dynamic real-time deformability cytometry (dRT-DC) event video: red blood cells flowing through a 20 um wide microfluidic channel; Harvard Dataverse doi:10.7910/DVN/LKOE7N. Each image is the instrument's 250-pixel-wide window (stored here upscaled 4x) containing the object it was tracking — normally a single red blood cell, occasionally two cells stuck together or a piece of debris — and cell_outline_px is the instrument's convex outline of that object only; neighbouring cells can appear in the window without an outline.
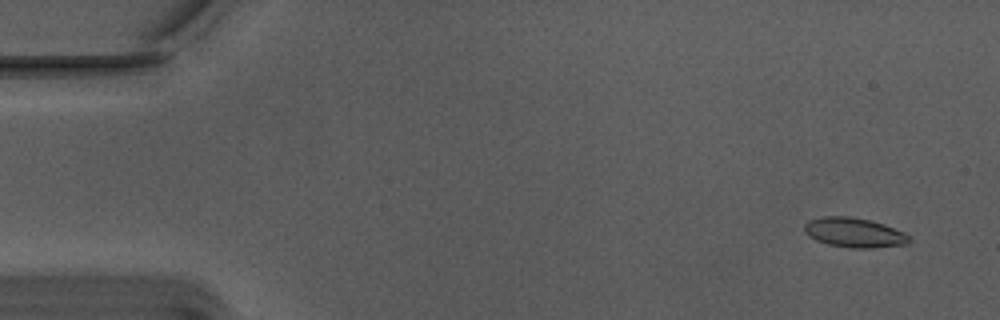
{"species": "Egyptian fruit bat (a non-hibernating species)", "species_latin": "Rousettus aegyptiacus", "temperature_condition": "warm", "stored_images_in_passage": 56, "camera_frame_rate_fps": 3000, "um_per_image_px": 0.085, "animal": {"sex": "male"}, "frame": {"image": 1, "passage_image": 4, "time_ms": 1.0, "image_size_px": [1000, 320], "cell_outline_px": [[908, 244], [872, 248], [852, 248], [828, 244], [816, 240], [808, 236], [804, 232], [804, 224], [808, 220], [824, 216], [848, 216], [868, 220], [884, 224], [904, 232], [908, 236]], "centroid_in_image_um": [72.57, 19.77], "position_along_channel_um": 12.4, "area_um2": 18.03}}
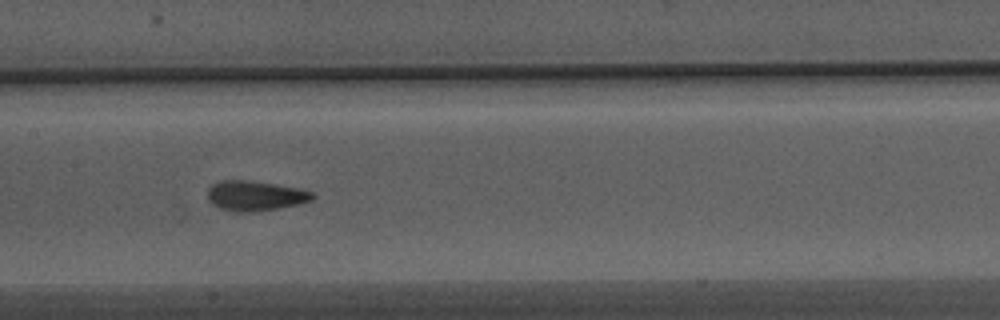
{"frame": {"image": 2, "passage_image": 28, "time_ms": 9.0, "image_size_px": [1000, 320], "cell_outline_px": [[316, 196], [312, 200], [296, 204], [276, 208], [252, 212], [236, 212], [220, 208], [212, 204], [208, 196], [208, 188], [212, 184], [220, 180], [248, 180], [276, 184], [300, 188], [312, 192]], "centroid_in_image_um": [21.68, 16.63], "position_along_channel_um": 185.7, "area_um2": 18.26}}
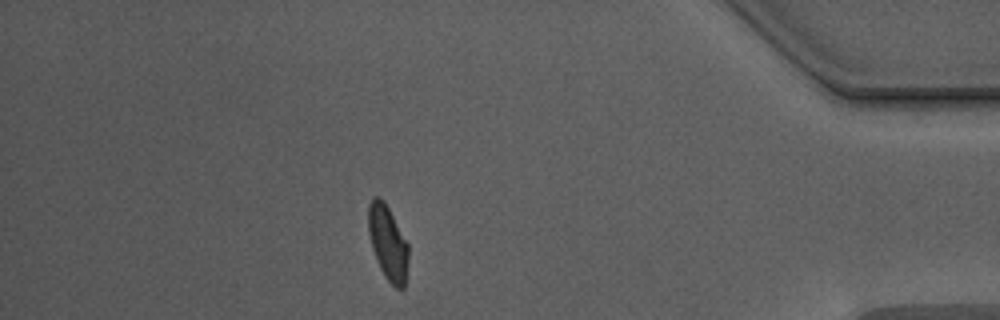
{"frame": {"image": 3, "passage_image": 49, "time_ms": 16.0, "image_size_px": [1000, 320], "cell_outline_px": [[408, 260], [404, 288], [396, 288], [388, 280], [380, 268], [376, 260], [372, 248], [368, 232], [368, 204], [372, 196], [380, 196], [384, 200], [408, 244]], "centroid_in_image_um": [32.94, 20.59], "position_along_channel_um": 402.3, "area_um2": 17.4}, "authors_computed_cell_mechanics": {"area_um2": 17.6579, "velocity_mm_per_s": 3.7394, "shape_relaxation_time_tau1_ms": 4.5267, "shape_relaxation_time_tau2_ms": 1.2139, "deformation_change_tau1": 0.1555, "deformation_change_tau2": 0.0791}}